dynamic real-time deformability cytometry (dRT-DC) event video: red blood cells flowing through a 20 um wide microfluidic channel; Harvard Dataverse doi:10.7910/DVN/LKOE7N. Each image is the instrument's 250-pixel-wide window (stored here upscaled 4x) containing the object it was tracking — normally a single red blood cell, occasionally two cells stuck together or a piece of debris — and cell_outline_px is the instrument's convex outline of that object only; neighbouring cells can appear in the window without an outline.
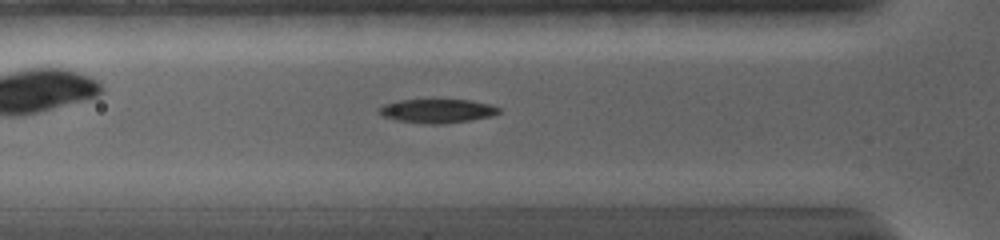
{"species": "common noctule bat (a hibernating species)", "species_latin": "Nyctalus noctula", "temperature_condition": "warm", "stored_images_in_passage": 54, "camera_frame_rate_fps": 5000, "um_per_image_px": 0.085, "animal": {"sex": "female", "body_mass_g": 19.0, "forearm_length_mm": 56.7}, "frame": {"image": 1, "passage_image": 13, "time_ms": 4.0, "image_size_px": [1000, 240], "cell_outline_px": [[500, 112], [492, 116], [472, 120], [444, 124], [424, 124], [396, 120], [384, 116], [380, 112], [380, 108], [384, 104], [400, 100], [472, 100], [488, 104], [500, 108]], "centroid_in_image_um": [37.2, 9.44], "position_along_channel_um": 88.6, "area_um2": 16.59}}
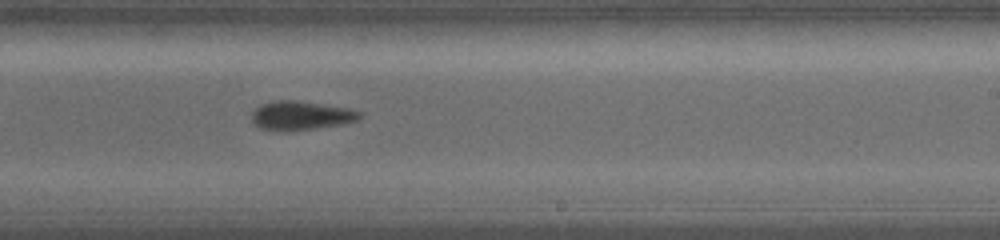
{"frame": {"image": 2, "passage_image": 28, "time_ms": 8.6, "image_size_px": [1000, 240], "cell_outline_px": [[360, 116], [356, 120], [340, 124], [284, 132], [280, 132], [260, 128], [252, 124], [252, 112], [260, 104], [276, 100], [292, 100], [348, 108], [360, 112]], "centroid_in_image_um": [25.48, 9.83], "position_along_channel_um": 263.5, "area_um2": 17.98}}
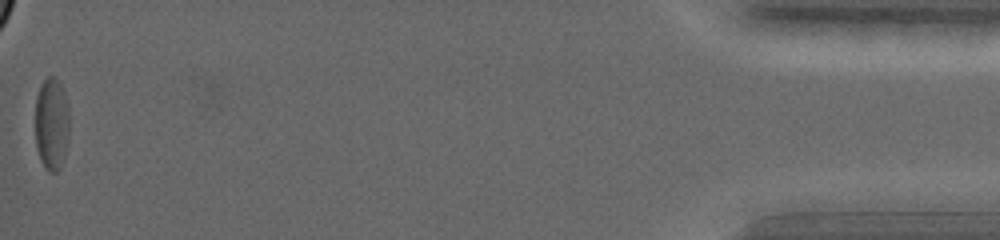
{"frame": {"image": 3, "passage_image": 54, "time_ms": 16.6, "image_size_px": [1000, 240], "cell_outline_px": [[68, 144], [60, 168], [56, 172], [48, 172], [44, 168], [40, 160], [36, 148], [36, 96], [40, 84], [48, 76], [56, 76], [64, 92], [68, 104]], "centroid_in_image_um": [4.39, 10.53], "position_along_channel_um": 430.8, "area_um2": 18.67}, "authors_computed_cell_mechanics": {"area_um2": 18.0047, "velocity_mm_per_s": 3.8114, "shape_relaxation_time_tau1_ms": 4.8062, "shape_relaxation_time_tau2_ms": 3.9388, "deformation_change_tau1": 0.1505, "deformation_change_tau2": 0.0895}}